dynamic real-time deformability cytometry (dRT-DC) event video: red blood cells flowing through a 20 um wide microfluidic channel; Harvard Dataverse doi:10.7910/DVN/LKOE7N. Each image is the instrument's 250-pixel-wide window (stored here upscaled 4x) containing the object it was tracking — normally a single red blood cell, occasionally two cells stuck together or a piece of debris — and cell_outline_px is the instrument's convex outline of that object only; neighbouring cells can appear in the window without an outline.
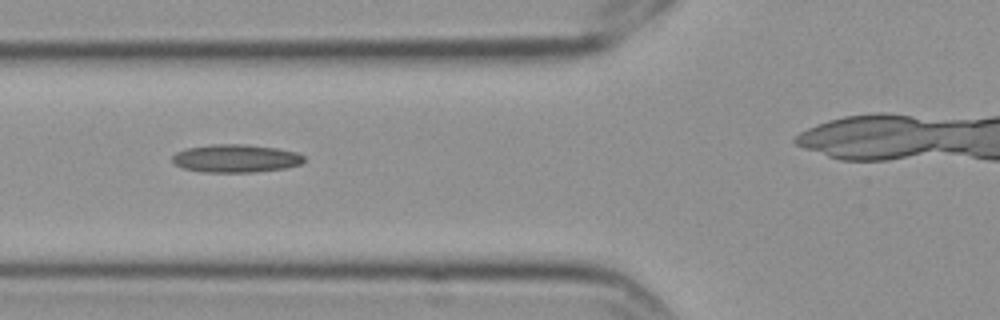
{"species": "Egyptian fruit bat (a non-hibernating species)", "species_latin": "Rousettus aegyptiacus", "temperature_condition": "cold", "stored_images_in_passage": 7, "camera_frame_rate_fps": 3000, "um_per_image_px": 0.085, "frame": {"image": 1, "passage_image": 3, "time_ms": 0.667, "image_size_px": [1000, 320], "cell_outline_px": [[304, 160], [300, 164], [284, 168], [252, 172], [204, 172], [184, 168], [176, 164], [172, 160], [172, 156], [176, 152], [188, 148], [208, 144], [248, 144], [276, 148], [296, 152], [304, 156]], "centroid_in_image_um": [20.03, 13.45], "position_along_channel_um": 105.8, "area_um2": 21.39}}
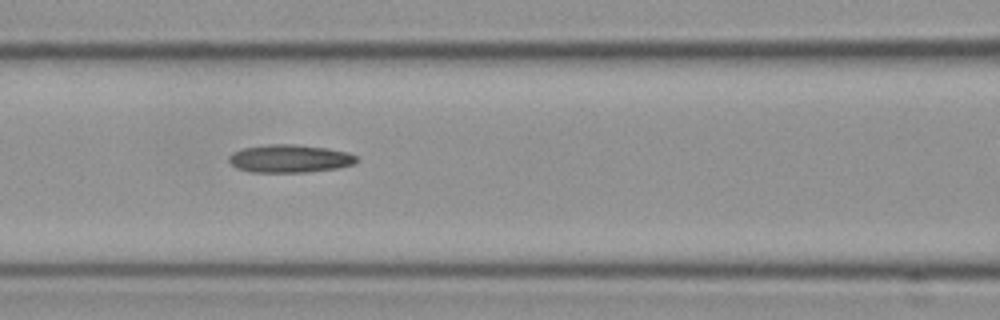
{"frame": {"image": 2, "passage_image": 4, "time_ms": 1.0, "image_size_px": [1000, 320], "cell_outline_px": [[356, 160], [352, 164], [336, 168], [304, 172], [252, 172], [236, 168], [228, 160], [228, 156], [232, 152], [244, 148], [268, 144], [296, 144], [324, 148], [348, 152], [356, 156]], "centroid_in_image_um": [24.57, 13.47], "position_along_channel_um": 142.0, "area_um2": 20.58}}